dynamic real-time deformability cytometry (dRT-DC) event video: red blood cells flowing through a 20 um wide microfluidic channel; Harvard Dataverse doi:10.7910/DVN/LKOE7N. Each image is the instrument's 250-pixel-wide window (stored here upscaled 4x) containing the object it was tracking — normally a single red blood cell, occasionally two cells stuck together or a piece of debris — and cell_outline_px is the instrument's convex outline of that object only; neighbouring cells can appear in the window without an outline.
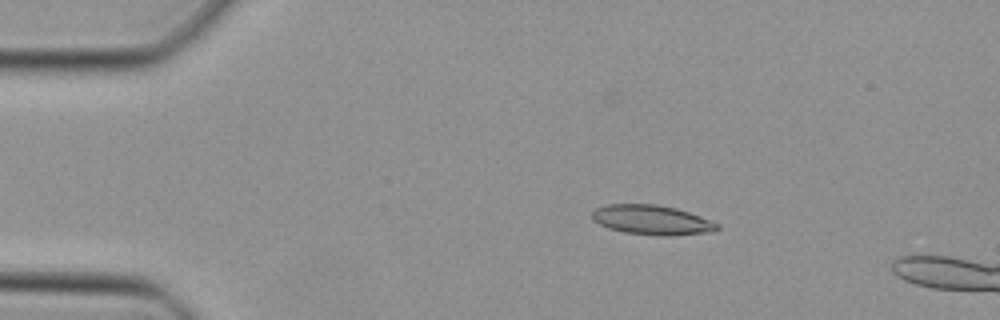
{"species": "Egyptian fruit bat (a non-hibernating species)", "species_latin": "Rousettus aegyptiacus", "temperature_condition": "cold", "stored_images_in_passage": 14, "camera_frame_rate_fps": 3000, "um_per_image_px": 0.085, "animal": {"sex": "female"}, "frame": {"image": 1, "passage_image": 8, "time_ms": 2.333, "image_size_px": [1000, 320], "cell_outline_px": [[720, 228], [712, 232], [668, 236], [664, 236], [624, 232], [608, 228], [592, 220], [592, 212], [596, 208], [608, 204], [656, 204], [676, 208], [700, 216], [720, 224]], "centroid_in_image_um": [55.42, 18.69], "position_along_channel_um": 29.6, "area_um2": 21.62}}